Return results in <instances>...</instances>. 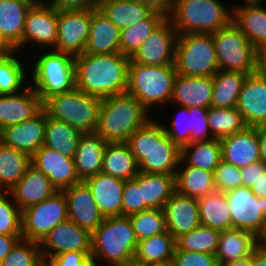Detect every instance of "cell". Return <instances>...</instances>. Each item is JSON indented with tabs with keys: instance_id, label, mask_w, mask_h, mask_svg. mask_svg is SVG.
Returning <instances> with one entry per match:
<instances>
[{
	"instance_id": "cell-1",
	"label": "cell",
	"mask_w": 266,
	"mask_h": 266,
	"mask_svg": "<svg viewBox=\"0 0 266 266\" xmlns=\"http://www.w3.org/2000/svg\"><path fill=\"white\" fill-rule=\"evenodd\" d=\"M130 58L121 52L83 53L75 57V85L82 92L101 99L125 94Z\"/></svg>"
},
{
	"instance_id": "cell-2",
	"label": "cell",
	"mask_w": 266,
	"mask_h": 266,
	"mask_svg": "<svg viewBox=\"0 0 266 266\" xmlns=\"http://www.w3.org/2000/svg\"><path fill=\"white\" fill-rule=\"evenodd\" d=\"M139 165V171L175 175L181 149L166 134L164 126L152 117L127 141Z\"/></svg>"
},
{
	"instance_id": "cell-3",
	"label": "cell",
	"mask_w": 266,
	"mask_h": 266,
	"mask_svg": "<svg viewBox=\"0 0 266 266\" xmlns=\"http://www.w3.org/2000/svg\"><path fill=\"white\" fill-rule=\"evenodd\" d=\"M137 244L129 217H105L91 233L92 265L99 266V261L105 266L133 264Z\"/></svg>"
},
{
	"instance_id": "cell-4",
	"label": "cell",
	"mask_w": 266,
	"mask_h": 266,
	"mask_svg": "<svg viewBox=\"0 0 266 266\" xmlns=\"http://www.w3.org/2000/svg\"><path fill=\"white\" fill-rule=\"evenodd\" d=\"M149 112L138 99L127 93L103 98L96 133L107 143L127 142L151 119Z\"/></svg>"
},
{
	"instance_id": "cell-5",
	"label": "cell",
	"mask_w": 266,
	"mask_h": 266,
	"mask_svg": "<svg viewBox=\"0 0 266 266\" xmlns=\"http://www.w3.org/2000/svg\"><path fill=\"white\" fill-rule=\"evenodd\" d=\"M230 10L220 0H176L169 19L178 35L212 34L232 22Z\"/></svg>"
},
{
	"instance_id": "cell-6",
	"label": "cell",
	"mask_w": 266,
	"mask_h": 266,
	"mask_svg": "<svg viewBox=\"0 0 266 266\" xmlns=\"http://www.w3.org/2000/svg\"><path fill=\"white\" fill-rule=\"evenodd\" d=\"M176 76L175 64L143 65L130 59L126 93L138 99L151 112V108L160 103L171 104L169 102L172 98Z\"/></svg>"
},
{
	"instance_id": "cell-7",
	"label": "cell",
	"mask_w": 266,
	"mask_h": 266,
	"mask_svg": "<svg viewBox=\"0 0 266 266\" xmlns=\"http://www.w3.org/2000/svg\"><path fill=\"white\" fill-rule=\"evenodd\" d=\"M102 99L86 94L76 87L66 93L54 94L43 101L48 117L65 122L82 133H95Z\"/></svg>"
},
{
	"instance_id": "cell-8",
	"label": "cell",
	"mask_w": 266,
	"mask_h": 266,
	"mask_svg": "<svg viewBox=\"0 0 266 266\" xmlns=\"http://www.w3.org/2000/svg\"><path fill=\"white\" fill-rule=\"evenodd\" d=\"M212 36L219 70L248 75L259 71L260 52L233 21Z\"/></svg>"
},
{
	"instance_id": "cell-9",
	"label": "cell",
	"mask_w": 266,
	"mask_h": 266,
	"mask_svg": "<svg viewBox=\"0 0 266 266\" xmlns=\"http://www.w3.org/2000/svg\"><path fill=\"white\" fill-rule=\"evenodd\" d=\"M51 51L36 59L30 77L34 83L31 86L42 101L54 94L72 91L76 87L75 57Z\"/></svg>"
},
{
	"instance_id": "cell-10",
	"label": "cell",
	"mask_w": 266,
	"mask_h": 266,
	"mask_svg": "<svg viewBox=\"0 0 266 266\" xmlns=\"http://www.w3.org/2000/svg\"><path fill=\"white\" fill-rule=\"evenodd\" d=\"M174 64L182 76H214L219 69L212 34L178 35Z\"/></svg>"
},
{
	"instance_id": "cell-11",
	"label": "cell",
	"mask_w": 266,
	"mask_h": 266,
	"mask_svg": "<svg viewBox=\"0 0 266 266\" xmlns=\"http://www.w3.org/2000/svg\"><path fill=\"white\" fill-rule=\"evenodd\" d=\"M68 219L67 201L63 191L22 211L23 239L40 243L59 223Z\"/></svg>"
},
{
	"instance_id": "cell-12",
	"label": "cell",
	"mask_w": 266,
	"mask_h": 266,
	"mask_svg": "<svg viewBox=\"0 0 266 266\" xmlns=\"http://www.w3.org/2000/svg\"><path fill=\"white\" fill-rule=\"evenodd\" d=\"M232 219V227L247 230L256 236L266 219V197H257L248 187L225 192Z\"/></svg>"
},
{
	"instance_id": "cell-13",
	"label": "cell",
	"mask_w": 266,
	"mask_h": 266,
	"mask_svg": "<svg viewBox=\"0 0 266 266\" xmlns=\"http://www.w3.org/2000/svg\"><path fill=\"white\" fill-rule=\"evenodd\" d=\"M92 20V8L58 11L57 41L54 51L74 57L84 53Z\"/></svg>"
},
{
	"instance_id": "cell-14",
	"label": "cell",
	"mask_w": 266,
	"mask_h": 266,
	"mask_svg": "<svg viewBox=\"0 0 266 266\" xmlns=\"http://www.w3.org/2000/svg\"><path fill=\"white\" fill-rule=\"evenodd\" d=\"M178 34L169 18H166L130 58L143 65H169L175 63Z\"/></svg>"
},
{
	"instance_id": "cell-15",
	"label": "cell",
	"mask_w": 266,
	"mask_h": 266,
	"mask_svg": "<svg viewBox=\"0 0 266 266\" xmlns=\"http://www.w3.org/2000/svg\"><path fill=\"white\" fill-rule=\"evenodd\" d=\"M39 244L44 262L69 251L91 254V233L67 219L56 225Z\"/></svg>"
},
{
	"instance_id": "cell-16",
	"label": "cell",
	"mask_w": 266,
	"mask_h": 266,
	"mask_svg": "<svg viewBox=\"0 0 266 266\" xmlns=\"http://www.w3.org/2000/svg\"><path fill=\"white\" fill-rule=\"evenodd\" d=\"M58 10L43 2L33 5L27 13L22 34V48L34 43L54 50L57 41Z\"/></svg>"
},
{
	"instance_id": "cell-17",
	"label": "cell",
	"mask_w": 266,
	"mask_h": 266,
	"mask_svg": "<svg viewBox=\"0 0 266 266\" xmlns=\"http://www.w3.org/2000/svg\"><path fill=\"white\" fill-rule=\"evenodd\" d=\"M46 112L42 109L36 116L0 131V142L27 154L30 158L44 145Z\"/></svg>"
},
{
	"instance_id": "cell-18",
	"label": "cell",
	"mask_w": 266,
	"mask_h": 266,
	"mask_svg": "<svg viewBox=\"0 0 266 266\" xmlns=\"http://www.w3.org/2000/svg\"><path fill=\"white\" fill-rule=\"evenodd\" d=\"M236 108L247 127L266 124V77L260 70L245 78Z\"/></svg>"
},
{
	"instance_id": "cell-19",
	"label": "cell",
	"mask_w": 266,
	"mask_h": 266,
	"mask_svg": "<svg viewBox=\"0 0 266 266\" xmlns=\"http://www.w3.org/2000/svg\"><path fill=\"white\" fill-rule=\"evenodd\" d=\"M31 164L47 176L58 191L82 182L74 158L63 156L44 145L31 157Z\"/></svg>"
},
{
	"instance_id": "cell-20",
	"label": "cell",
	"mask_w": 266,
	"mask_h": 266,
	"mask_svg": "<svg viewBox=\"0 0 266 266\" xmlns=\"http://www.w3.org/2000/svg\"><path fill=\"white\" fill-rule=\"evenodd\" d=\"M62 191L67 201L68 219L92 233L103 222L104 216L87 184L82 181Z\"/></svg>"
},
{
	"instance_id": "cell-21",
	"label": "cell",
	"mask_w": 266,
	"mask_h": 266,
	"mask_svg": "<svg viewBox=\"0 0 266 266\" xmlns=\"http://www.w3.org/2000/svg\"><path fill=\"white\" fill-rule=\"evenodd\" d=\"M222 160L237 168H244L261 160L257 127H246L220 140Z\"/></svg>"
},
{
	"instance_id": "cell-22",
	"label": "cell",
	"mask_w": 266,
	"mask_h": 266,
	"mask_svg": "<svg viewBox=\"0 0 266 266\" xmlns=\"http://www.w3.org/2000/svg\"><path fill=\"white\" fill-rule=\"evenodd\" d=\"M43 109V101L32 86L15 94H0V131L36 116Z\"/></svg>"
},
{
	"instance_id": "cell-23",
	"label": "cell",
	"mask_w": 266,
	"mask_h": 266,
	"mask_svg": "<svg viewBox=\"0 0 266 266\" xmlns=\"http://www.w3.org/2000/svg\"><path fill=\"white\" fill-rule=\"evenodd\" d=\"M167 231L175 239L201 225L197 199L174 192L163 208Z\"/></svg>"
},
{
	"instance_id": "cell-24",
	"label": "cell",
	"mask_w": 266,
	"mask_h": 266,
	"mask_svg": "<svg viewBox=\"0 0 266 266\" xmlns=\"http://www.w3.org/2000/svg\"><path fill=\"white\" fill-rule=\"evenodd\" d=\"M58 190L35 166L30 164L24 176L8 192L21 211L53 196Z\"/></svg>"
},
{
	"instance_id": "cell-25",
	"label": "cell",
	"mask_w": 266,
	"mask_h": 266,
	"mask_svg": "<svg viewBox=\"0 0 266 266\" xmlns=\"http://www.w3.org/2000/svg\"><path fill=\"white\" fill-rule=\"evenodd\" d=\"M98 207L105 217L122 216V194L125 181L104 172L84 180Z\"/></svg>"
},
{
	"instance_id": "cell-26",
	"label": "cell",
	"mask_w": 266,
	"mask_h": 266,
	"mask_svg": "<svg viewBox=\"0 0 266 266\" xmlns=\"http://www.w3.org/2000/svg\"><path fill=\"white\" fill-rule=\"evenodd\" d=\"M213 76H182L177 74L171 103L183 107H211Z\"/></svg>"
},
{
	"instance_id": "cell-27",
	"label": "cell",
	"mask_w": 266,
	"mask_h": 266,
	"mask_svg": "<svg viewBox=\"0 0 266 266\" xmlns=\"http://www.w3.org/2000/svg\"><path fill=\"white\" fill-rule=\"evenodd\" d=\"M120 33L121 30L102 11L97 7H93L92 20L84 52L90 54L120 52Z\"/></svg>"
},
{
	"instance_id": "cell-28",
	"label": "cell",
	"mask_w": 266,
	"mask_h": 266,
	"mask_svg": "<svg viewBox=\"0 0 266 266\" xmlns=\"http://www.w3.org/2000/svg\"><path fill=\"white\" fill-rule=\"evenodd\" d=\"M33 5L25 0H0V31L17 52L22 48L26 16Z\"/></svg>"
},
{
	"instance_id": "cell-29",
	"label": "cell",
	"mask_w": 266,
	"mask_h": 266,
	"mask_svg": "<svg viewBox=\"0 0 266 266\" xmlns=\"http://www.w3.org/2000/svg\"><path fill=\"white\" fill-rule=\"evenodd\" d=\"M257 247L255 234L232 227L221 231L215 256L221 266L252 255Z\"/></svg>"
},
{
	"instance_id": "cell-30",
	"label": "cell",
	"mask_w": 266,
	"mask_h": 266,
	"mask_svg": "<svg viewBox=\"0 0 266 266\" xmlns=\"http://www.w3.org/2000/svg\"><path fill=\"white\" fill-rule=\"evenodd\" d=\"M232 21L259 51L266 50V8L262 5L232 8Z\"/></svg>"
},
{
	"instance_id": "cell-31",
	"label": "cell",
	"mask_w": 266,
	"mask_h": 266,
	"mask_svg": "<svg viewBox=\"0 0 266 266\" xmlns=\"http://www.w3.org/2000/svg\"><path fill=\"white\" fill-rule=\"evenodd\" d=\"M106 144L107 142L96 132L81 135L74 161L82 181L101 172Z\"/></svg>"
},
{
	"instance_id": "cell-32",
	"label": "cell",
	"mask_w": 266,
	"mask_h": 266,
	"mask_svg": "<svg viewBox=\"0 0 266 266\" xmlns=\"http://www.w3.org/2000/svg\"><path fill=\"white\" fill-rule=\"evenodd\" d=\"M175 191L199 199L216 191L214 172L187 166L181 159L175 172Z\"/></svg>"
},
{
	"instance_id": "cell-33",
	"label": "cell",
	"mask_w": 266,
	"mask_h": 266,
	"mask_svg": "<svg viewBox=\"0 0 266 266\" xmlns=\"http://www.w3.org/2000/svg\"><path fill=\"white\" fill-rule=\"evenodd\" d=\"M101 172L124 181L134 178L140 172L127 142L106 144Z\"/></svg>"
},
{
	"instance_id": "cell-34",
	"label": "cell",
	"mask_w": 266,
	"mask_h": 266,
	"mask_svg": "<svg viewBox=\"0 0 266 266\" xmlns=\"http://www.w3.org/2000/svg\"><path fill=\"white\" fill-rule=\"evenodd\" d=\"M138 185L141 187L145 210H163L165 204L175 192V175L139 172Z\"/></svg>"
},
{
	"instance_id": "cell-35",
	"label": "cell",
	"mask_w": 266,
	"mask_h": 266,
	"mask_svg": "<svg viewBox=\"0 0 266 266\" xmlns=\"http://www.w3.org/2000/svg\"><path fill=\"white\" fill-rule=\"evenodd\" d=\"M97 8L120 30L146 19L152 13L139 0H98Z\"/></svg>"
},
{
	"instance_id": "cell-36",
	"label": "cell",
	"mask_w": 266,
	"mask_h": 266,
	"mask_svg": "<svg viewBox=\"0 0 266 266\" xmlns=\"http://www.w3.org/2000/svg\"><path fill=\"white\" fill-rule=\"evenodd\" d=\"M176 249V239L166 231L138 241L133 264L147 265L170 261Z\"/></svg>"
},
{
	"instance_id": "cell-37",
	"label": "cell",
	"mask_w": 266,
	"mask_h": 266,
	"mask_svg": "<svg viewBox=\"0 0 266 266\" xmlns=\"http://www.w3.org/2000/svg\"><path fill=\"white\" fill-rule=\"evenodd\" d=\"M201 225L217 230L232 228L227 196L224 192L213 193L197 199Z\"/></svg>"
},
{
	"instance_id": "cell-38",
	"label": "cell",
	"mask_w": 266,
	"mask_h": 266,
	"mask_svg": "<svg viewBox=\"0 0 266 266\" xmlns=\"http://www.w3.org/2000/svg\"><path fill=\"white\" fill-rule=\"evenodd\" d=\"M82 134L78 129L46 114L44 146L63 156L74 158Z\"/></svg>"
},
{
	"instance_id": "cell-39",
	"label": "cell",
	"mask_w": 266,
	"mask_h": 266,
	"mask_svg": "<svg viewBox=\"0 0 266 266\" xmlns=\"http://www.w3.org/2000/svg\"><path fill=\"white\" fill-rule=\"evenodd\" d=\"M187 166L214 172L222 161L221 143L213 138L207 141H196L181 148V158Z\"/></svg>"
},
{
	"instance_id": "cell-40",
	"label": "cell",
	"mask_w": 266,
	"mask_h": 266,
	"mask_svg": "<svg viewBox=\"0 0 266 266\" xmlns=\"http://www.w3.org/2000/svg\"><path fill=\"white\" fill-rule=\"evenodd\" d=\"M248 74L219 70L213 76V96L211 106L235 108L243 82Z\"/></svg>"
},
{
	"instance_id": "cell-41",
	"label": "cell",
	"mask_w": 266,
	"mask_h": 266,
	"mask_svg": "<svg viewBox=\"0 0 266 266\" xmlns=\"http://www.w3.org/2000/svg\"><path fill=\"white\" fill-rule=\"evenodd\" d=\"M30 164L27 154L0 142V192H9Z\"/></svg>"
},
{
	"instance_id": "cell-42",
	"label": "cell",
	"mask_w": 266,
	"mask_h": 266,
	"mask_svg": "<svg viewBox=\"0 0 266 266\" xmlns=\"http://www.w3.org/2000/svg\"><path fill=\"white\" fill-rule=\"evenodd\" d=\"M166 17L160 13L152 12L146 19L121 29L119 48L120 52L131 58L140 48L147 37L156 29Z\"/></svg>"
},
{
	"instance_id": "cell-43",
	"label": "cell",
	"mask_w": 266,
	"mask_h": 266,
	"mask_svg": "<svg viewBox=\"0 0 266 266\" xmlns=\"http://www.w3.org/2000/svg\"><path fill=\"white\" fill-rule=\"evenodd\" d=\"M16 50L0 52V94H15L27 86V74L22 62L15 57ZM26 71V72H25Z\"/></svg>"
},
{
	"instance_id": "cell-44",
	"label": "cell",
	"mask_w": 266,
	"mask_h": 266,
	"mask_svg": "<svg viewBox=\"0 0 266 266\" xmlns=\"http://www.w3.org/2000/svg\"><path fill=\"white\" fill-rule=\"evenodd\" d=\"M208 125L212 136L219 140L241 132L247 127L236 107H209Z\"/></svg>"
},
{
	"instance_id": "cell-45",
	"label": "cell",
	"mask_w": 266,
	"mask_h": 266,
	"mask_svg": "<svg viewBox=\"0 0 266 266\" xmlns=\"http://www.w3.org/2000/svg\"><path fill=\"white\" fill-rule=\"evenodd\" d=\"M221 231L200 225L176 239V248L189 252L216 254Z\"/></svg>"
},
{
	"instance_id": "cell-46",
	"label": "cell",
	"mask_w": 266,
	"mask_h": 266,
	"mask_svg": "<svg viewBox=\"0 0 266 266\" xmlns=\"http://www.w3.org/2000/svg\"><path fill=\"white\" fill-rule=\"evenodd\" d=\"M128 217L137 241L167 231L165 214L162 209H148Z\"/></svg>"
},
{
	"instance_id": "cell-47",
	"label": "cell",
	"mask_w": 266,
	"mask_h": 266,
	"mask_svg": "<svg viewBox=\"0 0 266 266\" xmlns=\"http://www.w3.org/2000/svg\"><path fill=\"white\" fill-rule=\"evenodd\" d=\"M2 266H45L40 244L35 241L20 239L2 260Z\"/></svg>"
},
{
	"instance_id": "cell-48",
	"label": "cell",
	"mask_w": 266,
	"mask_h": 266,
	"mask_svg": "<svg viewBox=\"0 0 266 266\" xmlns=\"http://www.w3.org/2000/svg\"><path fill=\"white\" fill-rule=\"evenodd\" d=\"M8 192H0V234L22 235V211Z\"/></svg>"
},
{
	"instance_id": "cell-49",
	"label": "cell",
	"mask_w": 266,
	"mask_h": 266,
	"mask_svg": "<svg viewBox=\"0 0 266 266\" xmlns=\"http://www.w3.org/2000/svg\"><path fill=\"white\" fill-rule=\"evenodd\" d=\"M216 191L227 192L242 186L240 168L225 161H221L214 171Z\"/></svg>"
},
{
	"instance_id": "cell-50",
	"label": "cell",
	"mask_w": 266,
	"mask_h": 266,
	"mask_svg": "<svg viewBox=\"0 0 266 266\" xmlns=\"http://www.w3.org/2000/svg\"><path fill=\"white\" fill-rule=\"evenodd\" d=\"M145 211V202H142L141 187L138 185V174L125 181L122 194V216H130Z\"/></svg>"
},
{
	"instance_id": "cell-51",
	"label": "cell",
	"mask_w": 266,
	"mask_h": 266,
	"mask_svg": "<svg viewBox=\"0 0 266 266\" xmlns=\"http://www.w3.org/2000/svg\"><path fill=\"white\" fill-rule=\"evenodd\" d=\"M178 114L171 122V127H166V134L181 149L183 146L190 144V116L186 107L180 106ZM185 119V120H184Z\"/></svg>"
},
{
	"instance_id": "cell-52",
	"label": "cell",
	"mask_w": 266,
	"mask_h": 266,
	"mask_svg": "<svg viewBox=\"0 0 266 266\" xmlns=\"http://www.w3.org/2000/svg\"><path fill=\"white\" fill-rule=\"evenodd\" d=\"M187 111L191 114L190 143L213 139L208 125V108L188 107Z\"/></svg>"
},
{
	"instance_id": "cell-53",
	"label": "cell",
	"mask_w": 266,
	"mask_h": 266,
	"mask_svg": "<svg viewBox=\"0 0 266 266\" xmlns=\"http://www.w3.org/2000/svg\"><path fill=\"white\" fill-rule=\"evenodd\" d=\"M174 266H220L215 255L175 249Z\"/></svg>"
},
{
	"instance_id": "cell-54",
	"label": "cell",
	"mask_w": 266,
	"mask_h": 266,
	"mask_svg": "<svg viewBox=\"0 0 266 266\" xmlns=\"http://www.w3.org/2000/svg\"><path fill=\"white\" fill-rule=\"evenodd\" d=\"M45 266H93L91 254L69 251L59 253L45 262Z\"/></svg>"
},
{
	"instance_id": "cell-55",
	"label": "cell",
	"mask_w": 266,
	"mask_h": 266,
	"mask_svg": "<svg viewBox=\"0 0 266 266\" xmlns=\"http://www.w3.org/2000/svg\"><path fill=\"white\" fill-rule=\"evenodd\" d=\"M47 1L43 0V3L48 6L54 7L58 11L85 10L97 7L98 4V0H47Z\"/></svg>"
},
{
	"instance_id": "cell-56",
	"label": "cell",
	"mask_w": 266,
	"mask_h": 266,
	"mask_svg": "<svg viewBox=\"0 0 266 266\" xmlns=\"http://www.w3.org/2000/svg\"><path fill=\"white\" fill-rule=\"evenodd\" d=\"M242 175V186L251 188L261 175L266 172V164L261 160L240 169Z\"/></svg>"
},
{
	"instance_id": "cell-57",
	"label": "cell",
	"mask_w": 266,
	"mask_h": 266,
	"mask_svg": "<svg viewBox=\"0 0 266 266\" xmlns=\"http://www.w3.org/2000/svg\"><path fill=\"white\" fill-rule=\"evenodd\" d=\"M146 7H148L152 12H157L169 18L171 15L176 0H139Z\"/></svg>"
},
{
	"instance_id": "cell-58",
	"label": "cell",
	"mask_w": 266,
	"mask_h": 266,
	"mask_svg": "<svg viewBox=\"0 0 266 266\" xmlns=\"http://www.w3.org/2000/svg\"><path fill=\"white\" fill-rule=\"evenodd\" d=\"M22 238V235L0 234V261H2L11 252L15 244Z\"/></svg>"
},
{
	"instance_id": "cell-59",
	"label": "cell",
	"mask_w": 266,
	"mask_h": 266,
	"mask_svg": "<svg viewBox=\"0 0 266 266\" xmlns=\"http://www.w3.org/2000/svg\"><path fill=\"white\" fill-rule=\"evenodd\" d=\"M252 266H266V249L257 247L253 251Z\"/></svg>"
},
{
	"instance_id": "cell-60",
	"label": "cell",
	"mask_w": 266,
	"mask_h": 266,
	"mask_svg": "<svg viewBox=\"0 0 266 266\" xmlns=\"http://www.w3.org/2000/svg\"><path fill=\"white\" fill-rule=\"evenodd\" d=\"M257 133L260 140L261 161L266 164V127L264 125L257 126Z\"/></svg>"
},
{
	"instance_id": "cell-61",
	"label": "cell",
	"mask_w": 266,
	"mask_h": 266,
	"mask_svg": "<svg viewBox=\"0 0 266 266\" xmlns=\"http://www.w3.org/2000/svg\"><path fill=\"white\" fill-rule=\"evenodd\" d=\"M251 190L257 197H266V172L260 176L254 186L251 187Z\"/></svg>"
},
{
	"instance_id": "cell-62",
	"label": "cell",
	"mask_w": 266,
	"mask_h": 266,
	"mask_svg": "<svg viewBox=\"0 0 266 266\" xmlns=\"http://www.w3.org/2000/svg\"><path fill=\"white\" fill-rule=\"evenodd\" d=\"M221 266H252V255L239 260L227 262Z\"/></svg>"
},
{
	"instance_id": "cell-63",
	"label": "cell",
	"mask_w": 266,
	"mask_h": 266,
	"mask_svg": "<svg viewBox=\"0 0 266 266\" xmlns=\"http://www.w3.org/2000/svg\"><path fill=\"white\" fill-rule=\"evenodd\" d=\"M257 245L258 247L266 249V219L261 232L257 235Z\"/></svg>"
},
{
	"instance_id": "cell-64",
	"label": "cell",
	"mask_w": 266,
	"mask_h": 266,
	"mask_svg": "<svg viewBox=\"0 0 266 266\" xmlns=\"http://www.w3.org/2000/svg\"><path fill=\"white\" fill-rule=\"evenodd\" d=\"M259 70L266 77V50L260 52Z\"/></svg>"
},
{
	"instance_id": "cell-65",
	"label": "cell",
	"mask_w": 266,
	"mask_h": 266,
	"mask_svg": "<svg viewBox=\"0 0 266 266\" xmlns=\"http://www.w3.org/2000/svg\"><path fill=\"white\" fill-rule=\"evenodd\" d=\"M15 50L2 36L0 31V52Z\"/></svg>"
},
{
	"instance_id": "cell-66",
	"label": "cell",
	"mask_w": 266,
	"mask_h": 266,
	"mask_svg": "<svg viewBox=\"0 0 266 266\" xmlns=\"http://www.w3.org/2000/svg\"><path fill=\"white\" fill-rule=\"evenodd\" d=\"M244 4L238 6L263 5L264 0H241Z\"/></svg>"
},
{
	"instance_id": "cell-67",
	"label": "cell",
	"mask_w": 266,
	"mask_h": 266,
	"mask_svg": "<svg viewBox=\"0 0 266 266\" xmlns=\"http://www.w3.org/2000/svg\"><path fill=\"white\" fill-rule=\"evenodd\" d=\"M136 266H174L173 261H164V262H159V263H151L147 265H136Z\"/></svg>"
},
{
	"instance_id": "cell-68",
	"label": "cell",
	"mask_w": 266,
	"mask_h": 266,
	"mask_svg": "<svg viewBox=\"0 0 266 266\" xmlns=\"http://www.w3.org/2000/svg\"><path fill=\"white\" fill-rule=\"evenodd\" d=\"M25 1H29V2L33 3L34 5L43 2V0H25Z\"/></svg>"
}]
</instances>
